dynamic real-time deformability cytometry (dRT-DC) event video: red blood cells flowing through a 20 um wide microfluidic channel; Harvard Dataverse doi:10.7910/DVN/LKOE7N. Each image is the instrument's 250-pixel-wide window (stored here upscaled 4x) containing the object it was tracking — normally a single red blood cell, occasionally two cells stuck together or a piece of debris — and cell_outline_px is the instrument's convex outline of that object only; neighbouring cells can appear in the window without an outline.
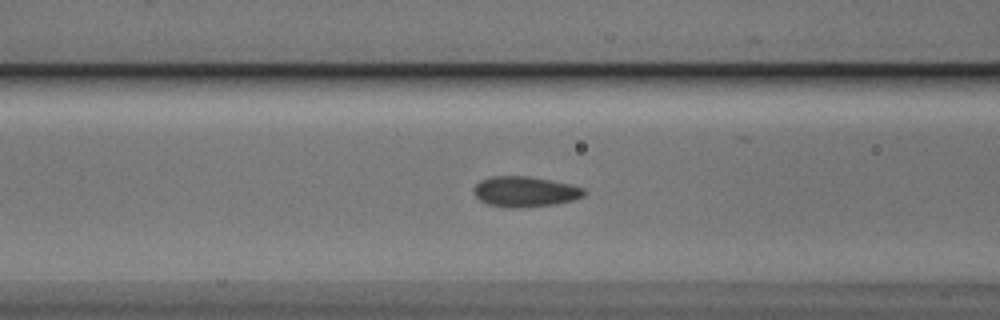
{"species": "Egyptian fruit bat (a non-hibernating species)", "species_latin": "Rousettus aegyptiacus", "temperature_condition": "cold", "stored_images_in_passage": 49, "camera_frame_rate_fps": 3000, "um_per_image_px": 0.085, "animal": {"sex": "male"}, "frame": {"image": 1, "passage_image": 17, "time_ms": 5.333, "image_size_px": [1000, 320], "cell_outline_px": [[588, 192], [584, 196], [576, 200], [552, 204], [516, 208], [512, 208], [488, 204], [480, 200], [472, 192], [472, 188], [480, 180], [492, 176], [524, 176], [548, 180], [568, 184], [584, 188]], "centroid_in_image_um": [44.61, 16.29], "position_along_channel_um": 122.0, "area_um2": 19.48}}
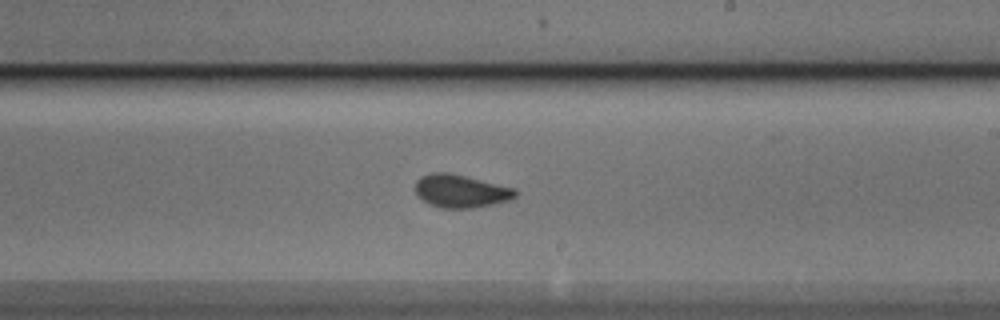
{"frame": {"image": 2, "passage_image": 27, "time_ms": 8.667, "image_size_px": [1000, 320], "cell_outline_px": [[520, 192], [516, 196], [508, 200], [492, 204], [472, 208], [440, 208], [428, 204], [416, 196], [416, 180], [420, 176], [432, 172], [448, 172], [516, 188]], "centroid_in_image_um": [39.15, 16.24], "position_along_channel_um": 249.9, "area_um2": 19.42}}
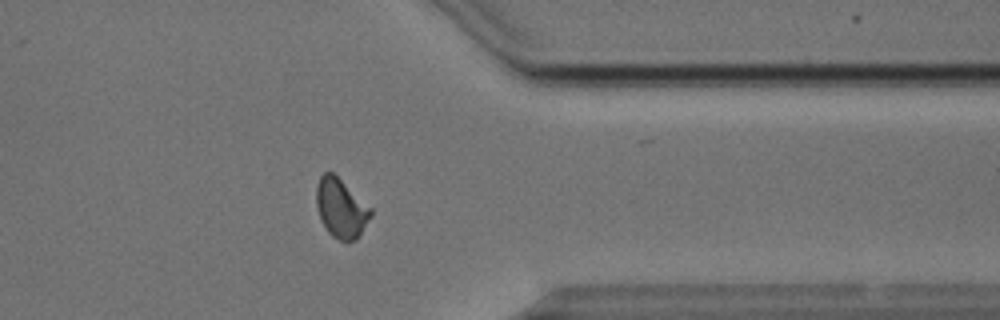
{"frame": {"image": 3, "passage_image": 38, "time_ms": 12.333, "image_size_px": [1000, 320], "cell_outline_px": [[372, 216], [360, 236], [356, 240], [340, 240], [332, 236], [328, 232], [320, 220], [316, 204], [316, 188], [320, 176], [324, 172], [332, 172], [372, 208]], "centroid_in_image_um": [28.99, 17.71], "position_along_channel_um": 382.4, "area_um2": 18.79}, "authors_computed_cell_mechanics": {"area_um2": 19.2474, "velocity_mm_per_s": 3.8438, "shape_relaxation_time_tau1_ms": 5.7599, "shape_relaxation_time_tau2_ms": 0.6913, "deformation_change_tau1": 0.0918, "deformation_change_tau2": 0.0528}}